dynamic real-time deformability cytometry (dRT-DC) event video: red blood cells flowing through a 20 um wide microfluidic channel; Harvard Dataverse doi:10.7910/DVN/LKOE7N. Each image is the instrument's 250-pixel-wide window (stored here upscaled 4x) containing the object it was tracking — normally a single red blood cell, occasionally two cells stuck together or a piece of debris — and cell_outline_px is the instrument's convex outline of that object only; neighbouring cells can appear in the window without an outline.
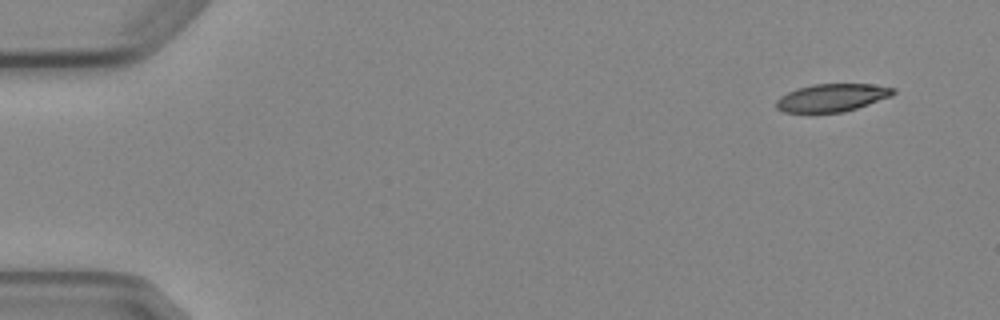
{"species": "Egyptian fruit bat (a non-hibernating species)", "species_latin": "Rousettus aegyptiacus", "temperature_condition": "cold", "stored_images_in_passage": 5, "camera_frame_rate_fps": 3000, "um_per_image_px": 0.085, "animal": {"sex": "female"}, "frame": {"image": 1, "passage_image": 1, "time_ms": 0.0, "image_size_px": [1000, 320], "cell_outline_px": [[896, 92], [892, 96], [844, 112], [784, 112], [776, 108], [776, 100], [780, 96], [796, 88], [812, 84], [872, 84], [896, 88]], "centroid_in_image_um": [70.72, 8.29], "position_along_channel_um": 14.3, "area_um2": 18.96}}
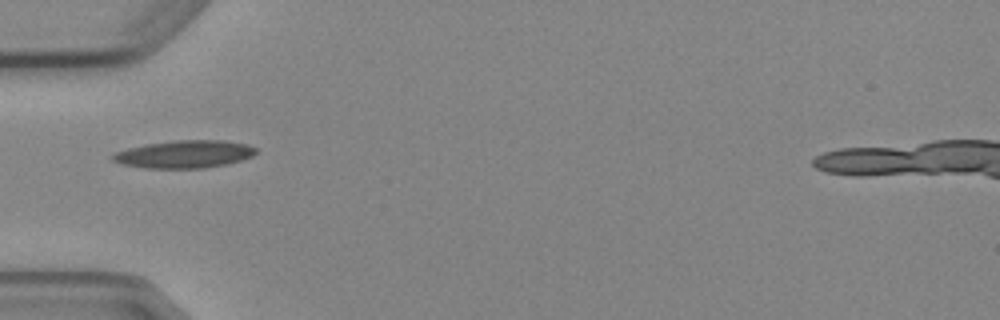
{"frame": {"image": 2, "passage_image": 5, "time_ms": 4.667, "image_size_px": [1000, 320], "cell_outline_px": [[256, 152], [252, 156], [228, 164], [204, 168], [144, 168], [120, 164], [112, 160], [112, 156], [116, 152], [128, 148], [144, 144], [176, 140], [224, 140], [248, 144], [256, 148]], "centroid_in_image_um": [15.67, 13.1], "position_along_channel_um": 69.3, "area_um2": 23.18}}